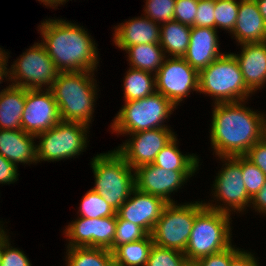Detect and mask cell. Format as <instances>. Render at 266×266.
I'll list each match as a JSON object with an SVG mask.
<instances>
[{
  "label": "cell",
  "instance_id": "cell-1",
  "mask_svg": "<svg viewBox=\"0 0 266 266\" xmlns=\"http://www.w3.org/2000/svg\"><path fill=\"white\" fill-rule=\"evenodd\" d=\"M247 100L213 103L210 141L219 157L244 156L262 134V113L246 107ZM260 112V113H259Z\"/></svg>",
  "mask_w": 266,
  "mask_h": 266
},
{
  "label": "cell",
  "instance_id": "cell-2",
  "mask_svg": "<svg viewBox=\"0 0 266 266\" xmlns=\"http://www.w3.org/2000/svg\"><path fill=\"white\" fill-rule=\"evenodd\" d=\"M38 27L40 41L60 72H95L100 61L98 48L83 26L62 18H48Z\"/></svg>",
  "mask_w": 266,
  "mask_h": 266
},
{
  "label": "cell",
  "instance_id": "cell-3",
  "mask_svg": "<svg viewBox=\"0 0 266 266\" xmlns=\"http://www.w3.org/2000/svg\"><path fill=\"white\" fill-rule=\"evenodd\" d=\"M94 73L93 71L59 72L50 90L58 105L62 121L90 126L98 98V84Z\"/></svg>",
  "mask_w": 266,
  "mask_h": 266
},
{
  "label": "cell",
  "instance_id": "cell-4",
  "mask_svg": "<svg viewBox=\"0 0 266 266\" xmlns=\"http://www.w3.org/2000/svg\"><path fill=\"white\" fill-rule=\"evenodd\" d=\"M91 160L95 179L91 189L117 211L135 189L134 170L115 149L97 154Z\"/></svg>",
  "mask_w": 266,
  "mask_h": 266
},
{
  "label": "cell",
  "instance_id": "cell-5",
  "mask_svg": "<svg viewBox=\"0 0 266 266\" xmlns=\"http://www.w3.org/2000/svg\"><path fill=\"white\" fill-rule=\"evenodd\" d=\"M214 103L248 100L254 94L245 84L239 64L232 53H224L199 72V92Z\"/></svg>",
  "mask_w": 266,
  "mask_h": 266
},
{
  "label": "cell",
  "instance_id": "cell-6",
  "mask_svg": "<svg viewBox=\"0 0 266 266\" xmlns=\"http://www.w3.org/2000/svg\"><path fill=\"white\" fill-rule=\"evenodd\" d=\"M231 215L204 206L194 220L186 250L188 262L217 253L232 243Z\"/></svg>",
  "mask_w": 266,
  "mask_h": 266
},
{
  "label": "cell",
  "instance_id": "cell-7",
  "mask_svg": "<svg viewBox=\"0 0 266 266\" xmlns=\"http://www.w3.org/2000/svg\"><path fill=\"white\" fill-rule=\"evenodd\" d=\"M177 107L157 91L139 100L124 102L112 120V132L123 136L156 128H170L164 124Z\"/></svg>",
  "mask_w": 266,
  "mask_h": 266
},
{
  "label": "cell",
  "instance_id": "cell-8",
  "mask_svg": "<svg viewBox=\"0 0 266 266\" xmlns=\"http://www.w3.org/2000/svg\"><path fill=\"white\" fill-rule=\"evenodd\" d=\"M204 206L203 201H191L183 204L168 203L152 230L153 243L184 253L196 214Z\"/></svg>",
  "mask_w": 266,
  "mask_h": 266
},
{
  "label": "cell",
  "instance_id": "cell-9",
  "mask_svg": "<svg viewBox=\"0 0 266 266\" xmlns=\"http://www.w3.org/2000/svg\"><path fill=\"white\" fill-rule=\"evenodd\" d=\"M89 128L85 124L61 120L49 130L38 134L37 162L61 161L80 155L89 143Z\"/></svg>",
  "mask_w": 266,
  "mask_h": 266
},
{
  "label": "cell",
  "instance_id": "cell-10",
  "mask_svg": "<svg viewBox=\"0 0 266 266\" xmlns=\"http://www.w3.org/2000/svg\"><path fill=\"white\" fill-rule=\"evenodd\" d=\"M224 163L214 180L212 202H204L205 206L232 215L233 212L246 211L252 198L248 195L241 171V156L219 157ZM217 201H219L217 203ZM222 204H220L221 202ZM215 202V204H213ZM217 204V205H216ZM219 204V205H218ZM232 213V214H231Z\"/></svg>",
  "mask_w": 266,
  "mask_h": 266
},
{
  "label": "cell",
  "instance_id": "cell-11",
  "mask_svg": "<svg viewBox=\"0 0 266 266\" xmlns=\"http://www.w3.org/2000/svg\"><path fill=\"white\" fill-rule=\"evenodd\" d=\"M13 62L8 80L24 89H50L60 72L41 42L34 43Z\"/></svg>",
  "mask_w": 266,
  "mask_h": 266
},
{
  "label": "cell",
  "instance_id": "cell-12",
  "mask_svg": "<svg viewBox=\"0 0 266 266\" xmlns=\"http://www.w3.org/2000/svg\"><path fill=\"white\" fill-rule=\"evenodd\" d=\"M155 82L156 91L177 107L190 92H199V72L183 57H166L155 74Z\"/></svg>",
  "mask_w": 266,
  "mask_h": 266
},
{
  "label": "cell",
  "instance_id": "cell-13",
  "mask_svg": "<svg viewBox=\"0 0 266 266\" xmlns=\"http://www.w3.org/2000/svg\"><path fill=\"white\" fill-rule=\"evenodd\" d=\"M128 135L130 138L120 144L116 151L133 170L152 164L161 149L176 136L171 128H156Z\"/></svg>",
  "mask_w": 266,
  "mask_h": 266
},
{
  "label": "cell",
  "instance_id": "cell-14",
  "mask_svg": "<svg viewBox=\"0 0 266 266\" xmlns=\"http://www.w3.org/2000/svg\"><path fill=\"white\" fill-rule=\"evenodd\" d=\"M61 121L58 105L50 89H26L21 127L25 133L37 136Z\"/></svg>",
  "mask_w": 266,
  "mask_h": 266
},
{
  "label": "cell",
  "instance_id": "cell-15",
  "mask_svg": "<svg viewBox=\"0 0 266 266\" xmlns=\"http://www.w3.org/2000/svg\"><path fill=\"white\" fill-rule=\"evenodd\" d=\"M64 229L67 247H100L113 245L116 231V216L104 218L77 217Z\"/></svg>",
  "mask_w": 266,
  "mask_h": 266
},
{
  "label": "cell",
  "instance_id": "cell-16",
  "mask_svg": "<svg viewBox=\"0 0 266 266\" xmlns=\"http://www.w3.org/2000/svg\"><path fill=\"white\" fill-rule=\"evenodd\" d=\"M196 171H173L157 167L154 164L134 169L135 188L147 194L162 198L167 203H176L171 193L184 186Z\"/></svg>",
  "mask_w": 266,
  "mask_h": 266
},
{
  "label": "cell",
  "instance_id": "cell-17",
  "mask_svg": "<svg viewBox=\"0 0 266 266\" xmlns=\"http://www.w3.org/2000/svg\"><path fill=\"white\" fill-rule=\"evenodd\" d=\"M167 204L162 198L143 193L135 188L116 214L121 219L140 226L147 234H151Z\"/></svg>",
  "mask_w": 266,
  "mask_h": 266
},
{
  "label": "cell",
  "instance_id": "cell-18",
  "mask_svg": "<svg viewBox=\"0 0 266 266\" xmlns=\"http://www.w3.org/2000/svg\"><path fill=\"white\" fill-rule=\"evenodd\" d=\"M216 29L192 26L190 43L183 58L198 72L224 53L220 52Z\"/></svg>",
  "mask_w": 266,
  "mask_h": 266
},
{
  "label": "cell",
  "instance_id": "cell-19",
  "mask_svg": "<svg viewBox=\"0 0 266 266\" xmlns=\"http://www.w3.org/2000/svg\"><path fill=\"white\" fill-rule=\"evenodd\" d=\"M237 60L246 86L253 92L266 84V41L240 44Z\"/></svg>",
  "mask_w": 266,
  "mask_h": 266
},
{
  "label": "cell",
  "instance_id": "cell-20",
  "mask_svg": "<svg viewBox=\"0 0 266 266\" xmlns=\"http://www.w3.org/2000/svg\"><path fill=\"white\" fill-rule=\"evenodd\" d=\"M113 28H115L113 41L120 50L137 44H159L160 42V24L146 16L134 17Z\"/></svg>",
  "mask_w": 266,
  "mask_h": 266
},
{
  "label": "cell",
  "instance_id": "cell-21",
  "mask_svg": "<svg viewBox=\"0 0 266 266\" xmlns=\"http://www.w3.org/2000/svg\"><path fill=\"white\" fill-rule=\"evenodd\" d=\"M230 34L238 45L266 41V22L256 0H240L236 23Z\"/></svg>",
  "mask_w": 266,
  "mask_h": 266
},
{
  "label": "cell",
  "instance_id": "cell-22",
  "mask_svg": "<svg viewBox=\"0 0 266 266\" xmlns=\"http://www.w3.org/2000/svg\"><path fill=\"white\" fill-rule=\"evenodd\" d=\"M36 136L21 130L0 129V154L16 166L36 164L37 146Z\"/></svg>",
  "mask_w": 266,
  "mask_h": 266
},
{
  "label": "cell",
  "instance_id": "cell-23",
  "mask_svg": "<svg viewBox=\"0 0 266 266\" xmlns=\"http://www.w3.org/2000/svg\"><path fill=\"white\" fill-rule=\"evenodd\" d=\"M26 89L9 84L0 92V129L21 130Z\"/></svg>",
  "mask_w": 266,
  "mask_h": 266
},
{
  "label": "cell",
  "instance_id": "cell-24",
  "mask_svg": "<svg viewBox=\"0 0 266 266\" xmlns=\"http://www.w3.org/2000/svg\"><path fill=\"white\" fill-rule=\"evenodd\" d=\"M191 26L178 21H169L160 25V46L166 57H183L190 43ZM168 54V55H167Z\"/></svg>",
  "mask_w": 266,
  "mask_h": 266
},
{
  "label": "cell",
  "instance_id": "cell-25",
  "mask_svg": "<svg viewBox=\"0 0 266 266\" xmlns=\"http://www.w3.org/2000/svg\"><path fill=\"white\" fill-rule=\"evenodd\" d=\"M127 61L132 68L156 74L166 55L160 44H137L126 47Z\"/></svg>",
  "mask_w": 266,
  "mask_h": 266
},
{
  "label": "cell",
  "instance_id": "cell-26",
  "mask_svg": "<svg viewBox=\"0 0 266 266\" xmlns=\"http://www.w3.org/2000/svg\"><path fill=\"white\" fill-rule=\"evenodd\" d=\"M178 139L175 136L156 155L152 164L157 167L173 171H197L199 169V157L196 154H182L178 148Z\"/></svg>",
  "mask_w": 266,
  "mask_h": 266
},
{
  "label": "cell",
  "instance_id": "cell-27",
  "mask_svg": "<svg viewBox=\"0 0 266 266\" xmlns=\"http://www.w3.org/2000/svg\"><path fill=\"white\" fill-rule=\"evenodd\" d=\"M124 101H134L156 92L155 74L129 67L123 79Z\"/></svg>",
  "mask_w": 266,
  "mask_h": 266
},
{
  "label": "cell",
  "instance_id": "cell-28",
  "mask_svg": "<svg viewBox=\"0 0 266 266\" xmlns=\"http://www.w3.org/2000/svg\"><path fill=\"white\" fill-rule=\"evenodd\" d=\"M66 266H115L113 253L100 247H67Z\"/></svg>",
  "mask_w": 266,
  "mask_h": 266
},
{
  "label": "cell",
  "instance_id": "cell-29",
  "mask_svg": "<svg viewBox=\"0 0 266 266\" xmlns=\"http://www.w3.org/2000/svg\"><path fill=\"white\" fill-rule=\"evenodd\" d=\"M151 234L140 241L118 246L112 253L116 266H145L153 246Z\"/></svg>",
  "mask_w": 266,
  "mask_h": 266
},
{
  "label": "cell",
  "instance_id": "cell-30",
  "mask_svg": "<svg viewBox=\"0 0 266 266\" xmlns=\"http://www.w3.org/2000/svg\"><path fill=\"white\" fill-rule=\"evenodd\" d=\"M79 217L86 218H104L116 216V210L113 209L97 192L90 189L81 199L78 212Z\"/></svg>",
  "mask_w": 266,
  "mask_h": 266
},
{
  "label": "cell",
  "instance_id": "cell-31",
  "mask_svg": "<svg viewBox=\"0 0 266 266\" xmlns=\"http://www.w3.org/2000/svg\"><path fill=\"white\" fill-rule=\"evenodd\" d=\"M240 0H215V29L232 32L238 16Z\"/></svg>",
  "mask_w": 266,
  "mask_h": 266
},
{
  "label": "cell",
  "instance_id": "cell-32",
  "mask_svg": "<svg viewBox=\"0 0 266 266\" xmlns=\"http://www.w3.org/2000/svg\"><path fill=\"white\" fill-rule=\"evenodd\" d=\"M148 234L138 225L121 219L116 214V231L113 245L109 248L113 252L118 246L126 243L140 241Z\"/></svg>",
  "mask_w": 266,
  "mask_h": 266
},
{
  "label": "cell",
  "instance_id": "cell-33",
  "mask_svg": "<svg viewBox=\"0 0 266 266\" xmlns=\"http://www.w3.org/2000/svg\"><path fill=\"white\" fill-rule=\"evenodd\" d=\"M187 263L183 252L153 244L145 266H186Z\"/></svg>",
  "mask_w": 266,
  "mask_h": 266
},
{
  "label": "cell",
  "instance_id": "cell-34",
  "mask_svg": "<svg viewBox=\"0 0 266 266\" xmlns=\"http://www.w3.org/2000/svg\"><path fill=\"white\" fill-rule=\"evenodd\" d=\"M144 16L158 24L174 20L176 0H145Z\"/></svg>",
  "mask_w": 266,
  "mask_h": 266
},
{
  "label": "cell",
  "instance_id": "cell-35",
  "mask_svg": "<svg viewBox=\"0 0 266 266\" xmlns=\"http://www.w3.org/2000/svg\"><path fill=\"white\" fill-rule=\"evenodd\" d=\"M241 171L247 193L253 198L265 184L266 175L245 156H241Z\"/></svg>",
  "mask_w": 266,
  "mask_h": 266
},
{
  "label": "cell",
  "instance_id": "cell-36",
  "mask_svg": "<svg viewBox=\"0 0 266 266\" xmlns=\"http://www.w3.org/2000/svg\"><path fill=\"white\" fill-rule=\"evenodd\" d=\"M242 250L230 245L228 248L212 253L211 255L204 256L194 263L197 266H229L231 261L241 252Z\"/></svg>",
  "mask_w": 266,
  "mask_h": 266
},
{
  "label": "cell",
  "instance_id": "cell-37",
  "mask_svg": "<svg viewBox=\"0 0 266 266\" xmlns=\"http://www.w3.org/2000/svg\"><path fill=\"white\" fill-rule=\"evenodd\" d=\"M198 0H176L174 20L188 26H194Z\"/></svg>",
  "mask_w": 266,
  "mask_h": 266
},
{
  "label": "cell",
  "instance_id": "cell-38",
  "mask_svg": "<svg viewBox=\"0 0 266 266\" xmlns=\"http://www.w3.org/2000/svg\"><path fill=\"white\" fill-rule=\"evenodd\" d=\"M9 240L3 245L0 266H32L26 254L22 250L11 246Z\"/></svg>",
  "mask_w": 266,
  "mask_h": 266
},
{
  "label": "cell",
  "instance_id": "cell-39",
  "mask_svg": "<svg viewBox=\"0 0 266 266\" xmlns=\"http://www.w3.org/2000/svg\"><path fill=\"white\" fill-rule=\"evenodd\" d=\"M215 0H198L194 26L215 29Z\"/></svg>",
  "mask_w": 266,
  "mask_h": 266
},
{
  "label": "cell",
  "instance_id": "cell-40",
  "mask_svg": "<svg viewBox=\"0 0 266 266\" xmlns=\"http://www.w3.org/2000/svg\"><path fill=\"white\" fill-rule=\"evenodd\" d=\"M266 175V142H256L244 155Z\"/></svg>",
  "mask_w": 266,
  "mask_h": 266
},
{
  "label": "cell",
  "instance_id": "cell-41",
  "mask_svg": "<svg viewBox=\"0 0 266 266\" xmlns=\"http://www.w3.org/2000/svg\"><path fill=\"white\" fill-rule=\"evenodd\" d=\"M18 167L0 154V184H13L18 180Z\"/></svg>",
  "mask_w": 266,
  "mask_h": 266
},
{
  "label": "cell",
  "instance_id": "cell-42",
  "mask_svg": "<svg viewBox=\"0 0 266 266\" xmlns=\"http://www.w3.org/2000/svg\"><path fill=\"white\" fill-rule=\"evenodd\" d=\"M255 253L243 250L231 261L229 266H259V261L254 256Z\"/></svg>",
  "mask_w": 266,
  "mask_h": 266
},
{
  "label": "cell",
  "instance_id": "cell-43",
  "mask_svg": "<svg viewBox=\"0 0 266 266\" xmlns=\"http://www.w3.org/2000/svg\"><path fill=\"white\" fill-rule=\"evenodd\" d=\"M250 207L263 215L266 214V182L260 191L252 198Z\"/></svg>",
  "mask_w": 266,
  "mask_h": 266
},
{
  "label": "cell",
  "instance_id": "cell-44",
  "mask_svg": "<svg viewBox=\"0 0 266 266\" xmlns=\"http://www.w3.org/2000/svg\"><path fill=\"white\" fill-rule=\"evenodd\" d=\"M9 54L10 52L8 53L0 47V84L1 82H3L4 78H6V81L9 82V80H7L8 79L7 77H9V73H8V68L6 67L8 66L7 63H8Z\"/></svg>",
  "mask_w": 266,
  "mask_h": 266
},
{
  "label": "cell",
  "instance_id": "cell-45",
  "mask_svg": "<svg viewBox=\"0 0 266 266\" xmlns=\"http://www.w3.org/2000/svg\"><path fill=\"white\" fill-rule=\"evenodd\" d=\"M38 1L43 3V5H45L46 7L48 6L55 9L59 5L60 6L63 5L64 3H66V1L68 2L69 0H38Z\"/></svg>",
  "mask_w": 266,
  "mask_h": 266
},
{
  "label": "cell",
  "instance_id": "cell-46",
  "mask_svg": "<svg viewBox=\"0 0 266 266\" xmlns=\"http://www.w3.org/2000/svg\"><path fill=\"white\" fill-rule=\"evenodd\" d=\"M256 3L258 5L259 12L266 22V0H256Z\"/></svg>",
  "mask_w": 266,
  "mask_h": 266
},
{
  "label": "cell",
  "instance_id": "cell-47",
  "mask_svg": "<svg viewBox=\"0 0 266 266\" xmlns=\"http://www.w3.org/2000/svg\"><path fill=\"white\" fill-rule=\"evenodd\" d=\"M7 234L8 233L6 232L5 229L0 231V261H1V254H2L3 245L8 239H10L9 235H7Z\"/></svg>",
  "mask_w": 266,
  "mask_h": 266
},
{
  "label": "cell",
  "instance_id": "cell-48",
  "mask_svg": "<svg viewBox=\"0 0 266 266\" xmlns=\"http://www.w3.org/2000/svg\"><path fill=\"white\" fill-rule=\"evenodd\" d=\"M261 139L266 142V115L262 113V134Z\"/></svg>",
  "mask_w": 266,
  "mask_h": 266
},
{
  "label": "cell",
  "instance_id": "cell-49",
  "mask_svg": "<svg viewBox=\"0 0 266 266\" xmlns=\"http://www.w3.org/2000/svg\"><path fill=\"white\" fill-rule=\"evenodd\" d=\"M186 266H197L194 262H188Z\"/></svg>",
  "mask_w": 266,
  "mask_h": 266
},
{
  "label": "cell",
  "instance_id": "cell-50",
  "mask_svg": "<svg viewBox=\"0 0 266 266\" xmlns=\"http://www.w3.org/2000/svg\"><path fill=\"white\" fill-rule=\"evenodd\" d=\"M3 221H0V229L3 230L5 228H3V224H1Z\"/></svg>",
  "mask_w": 266,
  "mask_h": 266
}]
</instances>
